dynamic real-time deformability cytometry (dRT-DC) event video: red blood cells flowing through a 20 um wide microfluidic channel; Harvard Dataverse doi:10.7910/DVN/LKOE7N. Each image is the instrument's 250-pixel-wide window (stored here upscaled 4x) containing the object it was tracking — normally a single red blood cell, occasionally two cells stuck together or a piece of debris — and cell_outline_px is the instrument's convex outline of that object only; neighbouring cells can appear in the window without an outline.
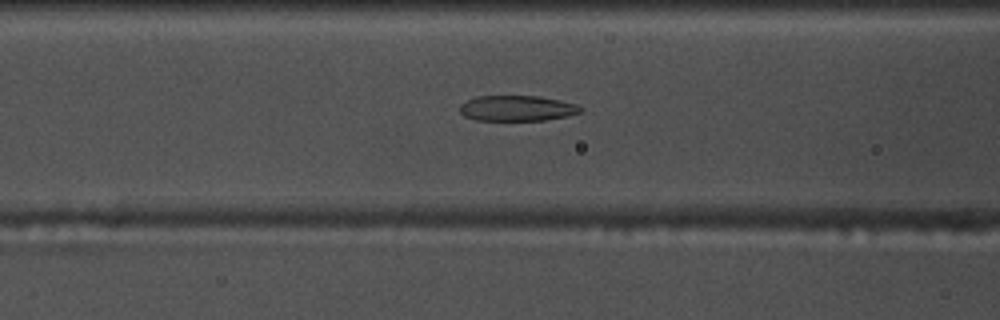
{"species": "common noctule bat (a hibernating species)", "species_latin": "Nyctalus noctula", "temperature_condition": "warm", "stored_images_in_passage": 52, "camera_frame_rate_fps": 3000, "um_per_image_px": 0.085, "animal": {"sex": "male", "body_mass_g": 17.5, "forearm_length_mm": 52.3}, "frame": {"image": 1, "passage_image": 22, "time_ms": 7.0, "image_size_px": [1000, 320], "cell_outline_px": [[584, 108], [580, 112], [568, 116], [544, 120], [476, 120], [464, 116], [460, 112], [460, 104], [476, 96], [540, 96], [560, 100], [576, 104]], "centroid_in_image_um": [43.96, 9.2], "position_along_channel_um": 122.6, "area_um2": 17.98}}
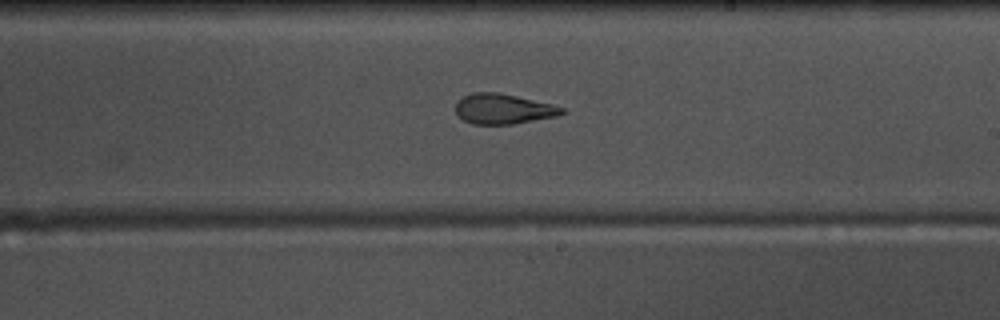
{"frame": {"image": 2, "passage_image": 32, "time_ms": 10.333, "image_size_px": [1000, 320], "cell_outline_px": [[564, 112], [560, 116], [512, 124], [472, 124], [464, 120], [456, 112], [456, 100], [472, 92], [496, 92], [516, 96], [552, 104], [564, 108]], "centroid_in_image_um": [42.78, 9.26], "position_along_channel_um": 246.2, "area_um2": 18.67}}
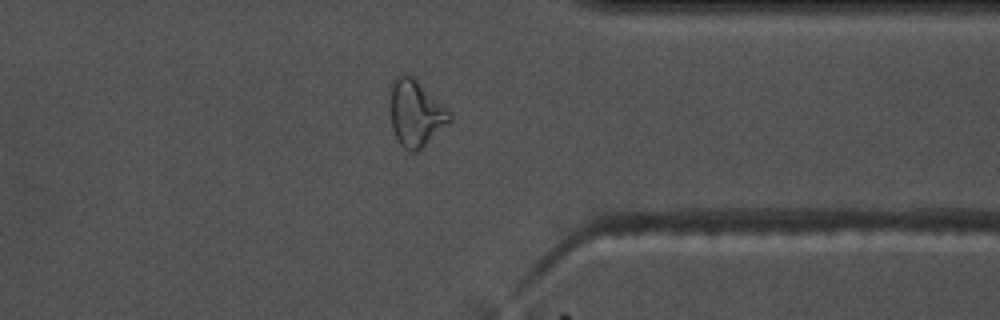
{"frame": {"image": 3, "passage_image": 43, "time_ms": 14.0, "image_size_px": [1000, 320], "cell_outline_px": [[452, 120], [416, 152], [408, 152], [400, 144], [392, 128], [392, 80], [400, 76], [412, 76], [444, 104], [452, 112]], "centroid_in_image_um": [35.39, 9.65], "position_along_channel_um": 376.0, "area_um2": 22.43}}